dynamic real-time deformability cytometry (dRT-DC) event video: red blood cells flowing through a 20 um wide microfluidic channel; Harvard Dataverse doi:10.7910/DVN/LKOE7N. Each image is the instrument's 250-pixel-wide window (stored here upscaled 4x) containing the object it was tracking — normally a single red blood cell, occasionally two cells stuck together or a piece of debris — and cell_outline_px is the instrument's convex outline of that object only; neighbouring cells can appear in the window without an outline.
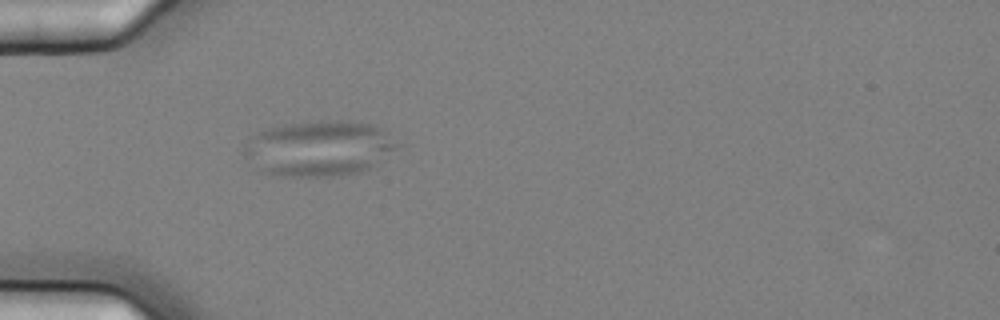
{"species": "common noctule bat (a hibernating species)", "species_latin": "Nyctalus noctula", "temperature_condition": "cold", "stored_images_in_passage": 3, "camera_frame_rate_fps": 3000, "um_per_image_px": 0.085, "animal": {"sex": "female", "body_mass_g": 25.1}, "frame": {"image": 1, "passage_image": 3, "time_ms": 0.667, "image_size_px": [1000, 320], "cell_outline_px": [[400, 144], [368, 168], [360, 172], [332, 176], [280, 176], [260, 172], [244, 152], [244, 148], [248, 140], [252, 136], [268, 128], [284, 124], [308, 120], [352, 120], [372, 124], [388, 132]], "centroid_in_image_um": [27.1, 12.58], "position_along_channel_um": 57.9, "area_um2": 49.42}}